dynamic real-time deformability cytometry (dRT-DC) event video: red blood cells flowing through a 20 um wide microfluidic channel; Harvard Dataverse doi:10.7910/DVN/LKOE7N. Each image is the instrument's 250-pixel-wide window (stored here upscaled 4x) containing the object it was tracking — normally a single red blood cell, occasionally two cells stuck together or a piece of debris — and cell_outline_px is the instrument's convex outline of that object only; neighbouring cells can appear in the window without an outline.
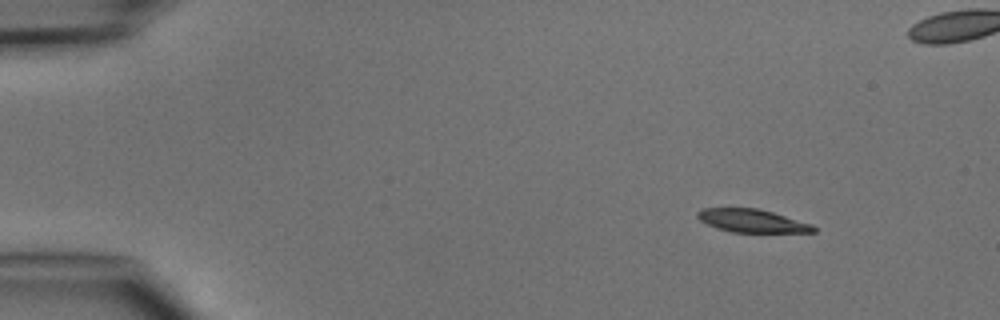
{"species": "common noctule bat (a hibernating species)", "species_latin": "Nyctalus noctula", "temperature_condition": "cold", "stored_images_in_passage": 4, "camera_frame_rate_fps": 3000, "um_per_image_px": 0.085, "animal": {"sex": "male", "body_mass_g": 15.6}, "frame": {"image": 1, "passage_image": 1, "time_ms": 0.0, "image_size_px": [1000, 320], "cell_outline_px": [[816, 232], [732, 232], [716, 228], [700, 220], [696, 216], [696, 212], [704, 208], [756, 208], [772, 212], [812, 224], [816, 228]], "centroid_in_image_um": [63.91, 18.77], "position_along_channel_um": 21.1, "area_um2": 15.49}}